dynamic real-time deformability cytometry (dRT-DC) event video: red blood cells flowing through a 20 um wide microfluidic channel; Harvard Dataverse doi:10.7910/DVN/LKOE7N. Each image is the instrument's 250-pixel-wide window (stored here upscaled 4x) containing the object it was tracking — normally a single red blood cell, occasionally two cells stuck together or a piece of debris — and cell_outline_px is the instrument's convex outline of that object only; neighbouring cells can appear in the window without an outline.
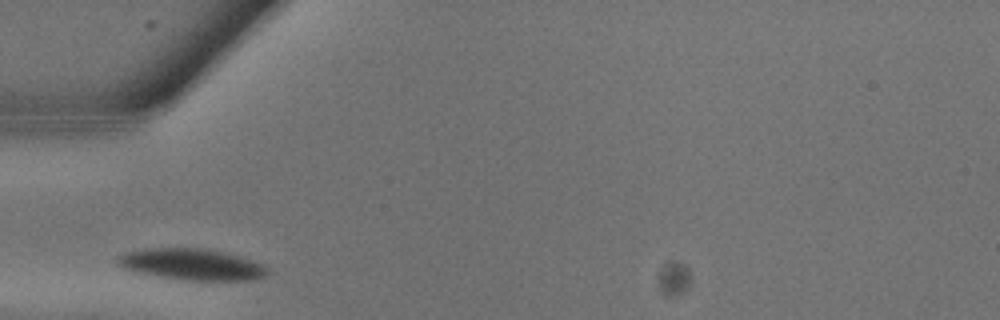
{"species": "common noctule bat (a hibernating species)", "species_latin": "Nyctalus noctula", "temperature_condition": "warm", "stored_images_in_passage": 7, "camera_frame_rate_fps": 3000, "um_per_image_px": 0.085, "animal": {"sex": "male", "body_mass_g": 13.3}, "frame": {"image": 1, "passage_image": 1, "time_ms": 0.0, "image_size_px": [1000, 320], "cell_outline_px": [[268, 272], [264, 276], [256, 280], [192, 280], [160, 276], [136, 272], [120, 268], [116, 264], [116, 260], [120, 256], [128, 252], [140, 248], [204, 248], [224, 252], [240, 256], [264, 264], [268, 268]], "centroid_in_image_um": [16.3, 22.46], "position_along_channel_um": 68.7, "area_um2": 27.4}}
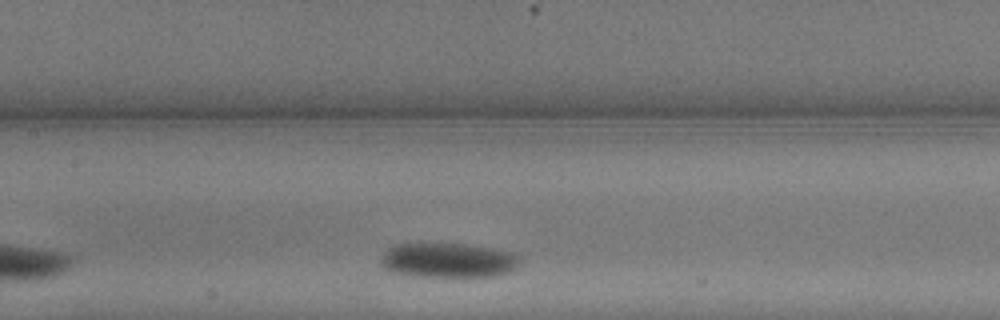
{"frame": {"image": 2, "passage_image": 5, "time_ms": 1.333, "image_size_px": [1000, 320], "cell_outline_px": [[520, 260], [508, 272], [496, 276], [416, 276], [388, 272], [380, 264], [380, 256], [388, 248], [396, 244], [408, 240], [428, 240], [464, 244], [492, 248], [512, 252], [520, 256]], "centroid_in_image_um": [37.94, 22.06], "position_along_channel_um": 169.5, "area_um2": 29.3}}
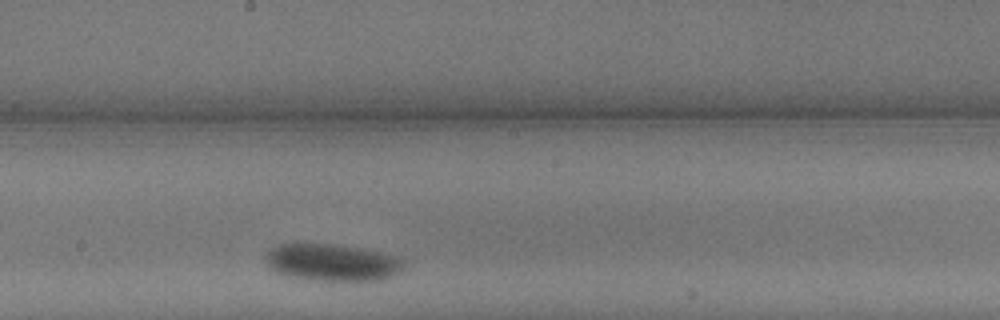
{"frame": {"image": 3, "passage_image": 7, "time_ms": 2.0, "image_size_px": [1000, 320], "cell_outline_px": [[404, 264], [392, 276], [384, 280], [312, 280], [292, 276], [276, 272], [264, 260], [264, 256], [272, 248], [280, 244], [336, 244], [364, 248], [388, 252], [400, 256], [404, 260]], "centroid_in_image_um": [28.29, 22.29], "position_along_channel_um": 219.9, "area_um2": 29.94}}